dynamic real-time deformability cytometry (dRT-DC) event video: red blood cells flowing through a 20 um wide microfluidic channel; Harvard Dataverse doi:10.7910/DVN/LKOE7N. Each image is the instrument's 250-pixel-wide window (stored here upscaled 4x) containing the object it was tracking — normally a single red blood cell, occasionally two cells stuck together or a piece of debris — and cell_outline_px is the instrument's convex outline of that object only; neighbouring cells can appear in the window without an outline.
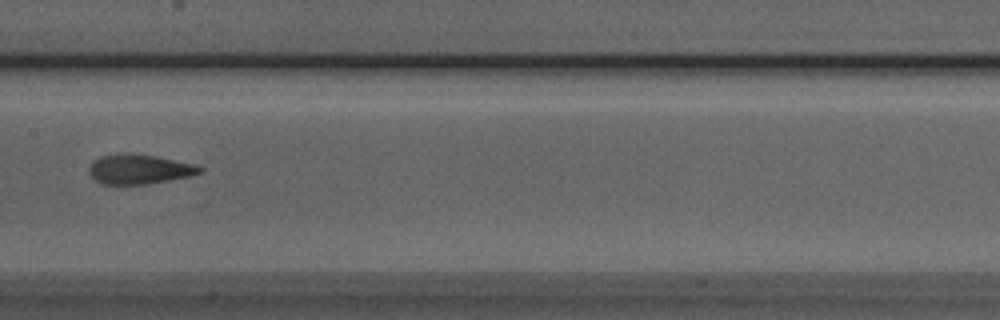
{"species": "Egyptian fruit bat (a non-hibernating species)", "species_latin": "Rousettus aegyptiacus", "temperature_condition": "room temperature", "stored_images_in_passage": 4, "camera_frame_rate_fps": 3000, "um_per_image_px": 0.085, "animal": {"sex": "male"}, "frame": {"image": 1, "passage_image": 4, "time_ms": 3.333, "image_size_px": [1000, 320], "cell_outline_px": [[204, 172], [192, 176], [148, 184], [100, 184], [88, 172], [88, 168], [100, 156], [156, 156], [196, 164], [204, 168]], "centroid_in_image_um": [11.94, 14.43], "position_along_channel_um": 195.5, "area_um2": 18.55}}